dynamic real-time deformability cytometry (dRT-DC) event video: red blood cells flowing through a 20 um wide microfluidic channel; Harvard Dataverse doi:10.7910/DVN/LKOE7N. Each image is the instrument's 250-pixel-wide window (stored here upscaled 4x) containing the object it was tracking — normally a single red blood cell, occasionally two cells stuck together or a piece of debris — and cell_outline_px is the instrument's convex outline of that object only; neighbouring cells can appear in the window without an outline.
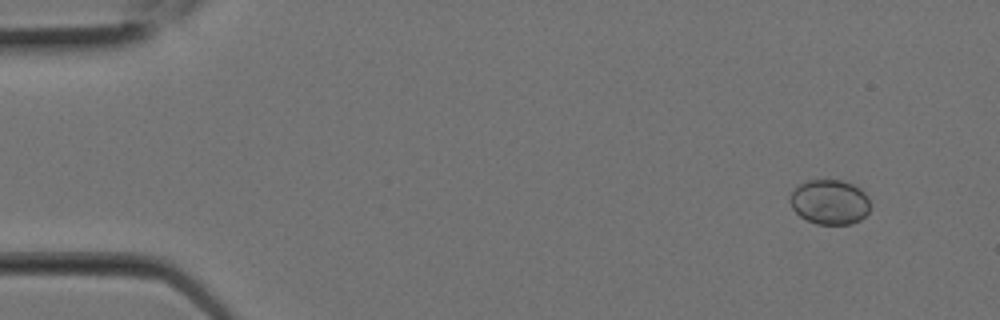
{"species": "Egyptian fruit bat (a non-hibernating species)", "species_latin": "Rousettus aegyptiacus", "temperature_condition": "room temperature", "stored_images_in_passage": 2, "camera_frame_rate_fps": 3000, "um_per_image_px": 0.085, "animal": {"sex": "female"}, "frame": {"image": 1, "passage_image": 1, "time_ms": 0.0, "image_size_px": [1000, 320], "cell_outline_px": [[868, 212], [860, 220], [852, 224], [816, 224], [800, 216], [792, 208], [788, 200], [788, 196], [800, 184], [808, 180], [844, 180], [860, 188], [868, 196]], "centroid_in_image_um": [70.5, 17.17], "position_along_channel_um": 14.5, "area_um2": 20.98}}
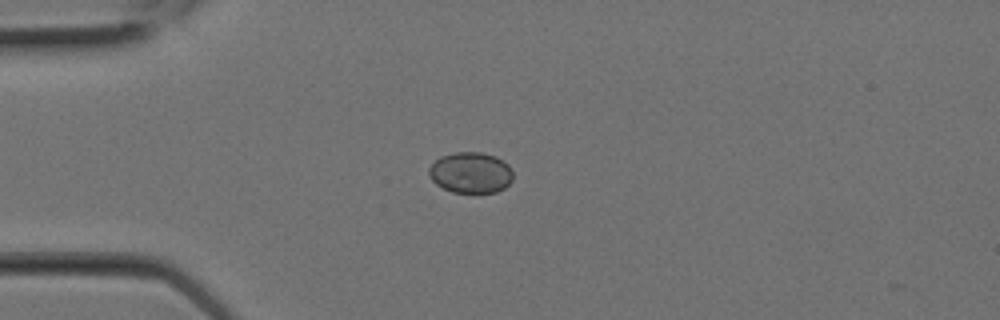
{"frame": {"image": 2, "passage_image": 2, "time_ms": 0.333, "image_size_px": [1000, 320], "cell_outline_px": [[512, 180], [504, 188], [496, 192], [452, 192], [436, 184], [432, 180], [428, 172], [428, 168], [440, 156], [456, 152], [480, 152], [496, 156], [508, 164], [512, 172]], "centroid_in_image_um": [40.0, 14.66], "position_along_channel_um": 45.0, "area_um2": 20.0}}